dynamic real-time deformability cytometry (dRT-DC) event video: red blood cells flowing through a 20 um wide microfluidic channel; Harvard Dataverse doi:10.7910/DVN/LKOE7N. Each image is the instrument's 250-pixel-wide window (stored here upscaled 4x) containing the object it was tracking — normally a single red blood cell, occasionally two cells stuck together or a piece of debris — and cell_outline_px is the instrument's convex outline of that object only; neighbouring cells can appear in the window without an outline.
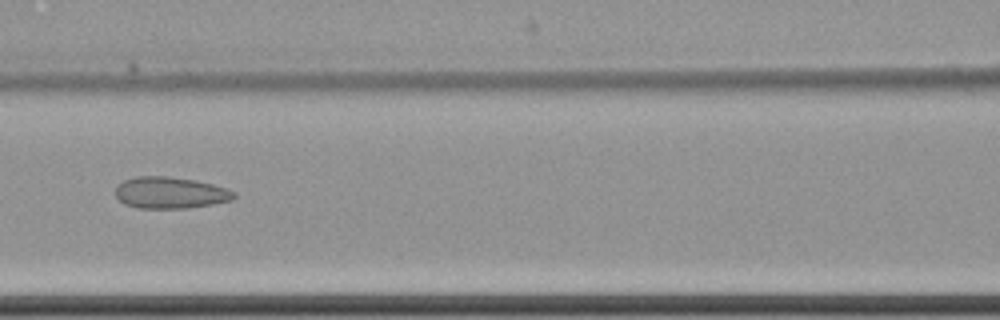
{"species": "common noctule bat (a hibernating species)", "species_latin": "Nyctalus noctula", "temperature_condition": "cold", "stored_images_in_passage": 8, "camera_frame_rate_fps": 3000, "um_per_image_px": 0.085, "animal": {"sex": "female", "body_mass_g": 22.7, "forearm_length_mm": 54.2}, "frame": {"image": 1, "passage_image": 8, "time_ms": 8.667, "image_size_px": [1000, 320], "cell_outline_px": [[236, 196], [232, 200], [212, 204], [188, 208], [136, 208], [124, 204], [116, 196], [116, 188], [124, 180], [136, 176], [168, 176], [196, 180], [212, 184], [236, 192]], "centroid_in_image_um": [14.47, 16.38], "position_along_channel_um": 152.1, "area_um2": 21.79}}